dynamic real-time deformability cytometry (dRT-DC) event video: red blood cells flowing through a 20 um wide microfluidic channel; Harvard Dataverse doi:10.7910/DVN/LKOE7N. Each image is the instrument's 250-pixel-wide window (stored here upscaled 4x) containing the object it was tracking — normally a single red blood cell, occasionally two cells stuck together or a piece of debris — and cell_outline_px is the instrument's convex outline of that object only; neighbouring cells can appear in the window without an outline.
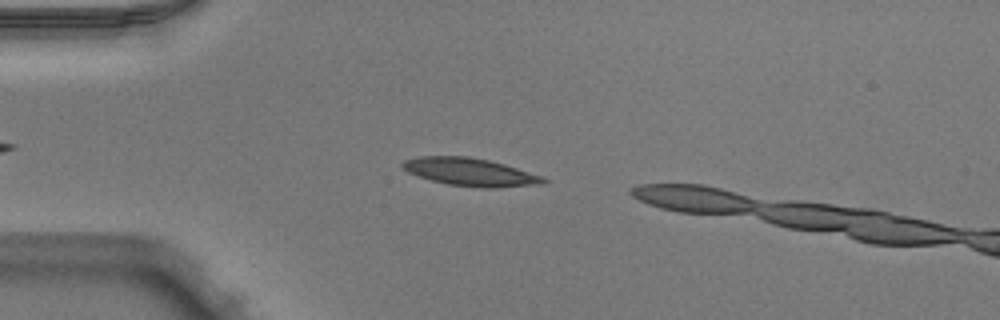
{"species": "Egyptian fruit bat (a non-hibernating species)", "species_latin": "Rousettus aegyptiacus", "temperature_condition": "warm", "stored_images_in_passage": 11, "camera_frame_rate_fps": 3000, "um_per_image_px": 0.085, "animal": {"sex": "male"}, "frame": {"image": 1, "passage_image": 5, "time_ms": 1.333, "image_size_px": [1000, 320], "cell_outline_px": [[548, 180], [544, 184], [496, 188], [480, 188], [448, 184], [432, 180], [408, 172], [400, 164], [404, 160], [420, 156], [468, 156], [488, 160], [504, 164], [544, 176]], "centroid_in_image_um": [40.02, 14.63], "position_along_channel_um": 45.0, "area_um2": 22.89}}
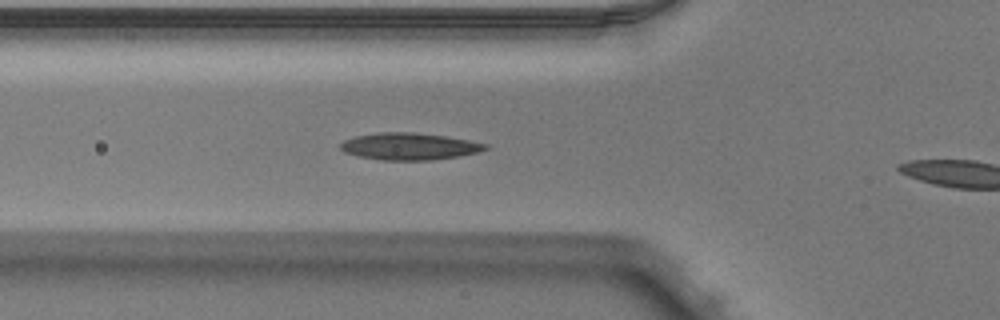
{"frame": {"image": 2, "passage_image": 10, "time_ms": 3.0, "image_size_px": [1000, 320], "cell_outline_px": [[488, 148], [480, 152], [432, 160], [380, 160], [360, 156], [344, 152], [340, 148], [340, 144], [344, 140], [356, 136], [380, 132], [412, 132], [444, 136], [468, 140], [488, 144]], "centroid_in_image_um": [34.79, 12.44], "position_along_channel_um": 91.0, "area_um2": 22.6}}